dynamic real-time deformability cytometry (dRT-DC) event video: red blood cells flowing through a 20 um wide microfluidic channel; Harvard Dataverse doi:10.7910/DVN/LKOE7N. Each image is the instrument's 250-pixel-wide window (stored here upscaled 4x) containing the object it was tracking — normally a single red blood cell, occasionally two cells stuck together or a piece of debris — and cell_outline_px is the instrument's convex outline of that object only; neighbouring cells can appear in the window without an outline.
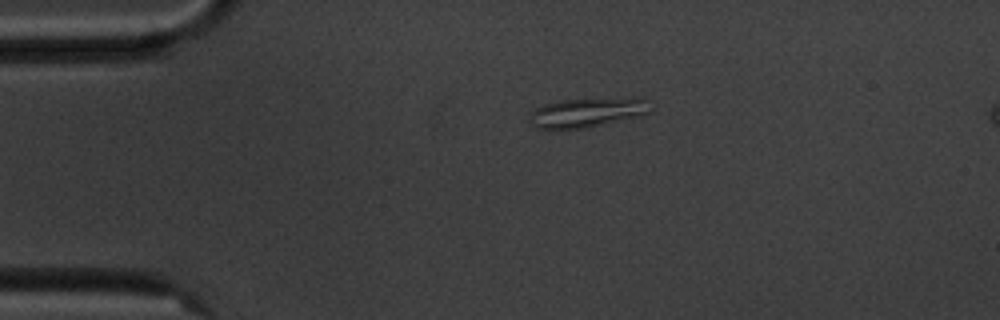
{"species": "common noctule bat (a hibernating species)", "species_latin": "Nyctalus noctula", "temperature_condition": "cold", "stored_images_in_passage": 46, "camera_frame_rate_fps": 3000, "um_per_image_px": 0.085, "animal": {"sex": "male", "body_mass_g": 20.1, "forearm_length_mm": 53.5}, "frame": {"image": 1, "passage_image": 1, "time_ms": 0.0, "image_size_px": [1000, 320], "cell_outline_px": [[648, 112], [636, 116], [588, 128], [536, 128], [528, 120], [532, 112], [536, 108], [544, 104], [560, 100], [636, 96], [644, 96], [648, 100]], "centroid_in_image_um": [49.94, 9.52], "position_along_channel_um": 35.1, "area_um2": 20.81}}
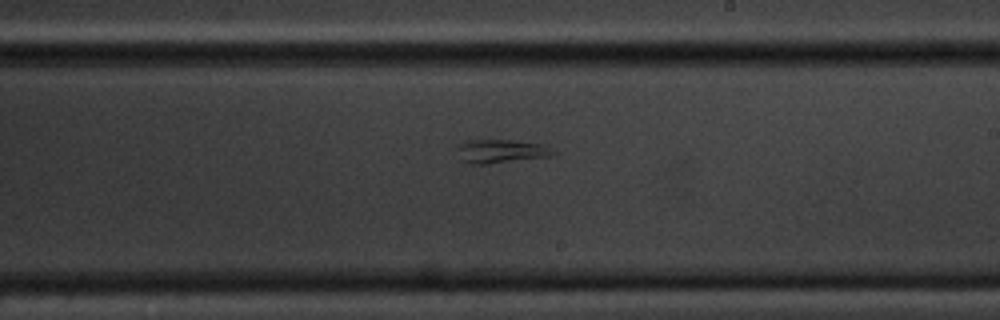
{"frame": {"image": 2, "passage_image": 22, "time_ms": 7.0, "image_size_px": [1000, 320], "cell_outline_px": [[560, 152], [552, 156], [488, 164], [468, 164], [464, 160], [456, 144], [468, 140], [512, 140], [540, 144]], "centroid_in_image_um": [42.63, 12.85], "position_along_channel_um": 246.4, "area_um2": 13.12}}
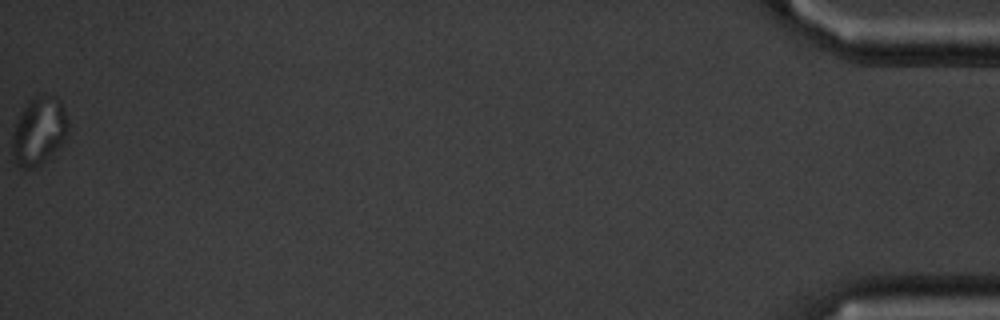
{"frame": {"image": 3, "passage_image": 46, "time_ms": 15.0, "image_size_px": [1000, 320], "cell_outline_px": [[68, 128], [64, 140], [44, 160], [32, 168], [20, 168], [16, 164], [12, 156], [12, 136], [20, 112], [32, 100], [40, 96], [56, 96], [60, 100], [64, 108], [68, 120]], "centroid_in_image_um": [3.3, 11.14], "position_along_channel_um": 431.9, "area_um2": 21.5}}